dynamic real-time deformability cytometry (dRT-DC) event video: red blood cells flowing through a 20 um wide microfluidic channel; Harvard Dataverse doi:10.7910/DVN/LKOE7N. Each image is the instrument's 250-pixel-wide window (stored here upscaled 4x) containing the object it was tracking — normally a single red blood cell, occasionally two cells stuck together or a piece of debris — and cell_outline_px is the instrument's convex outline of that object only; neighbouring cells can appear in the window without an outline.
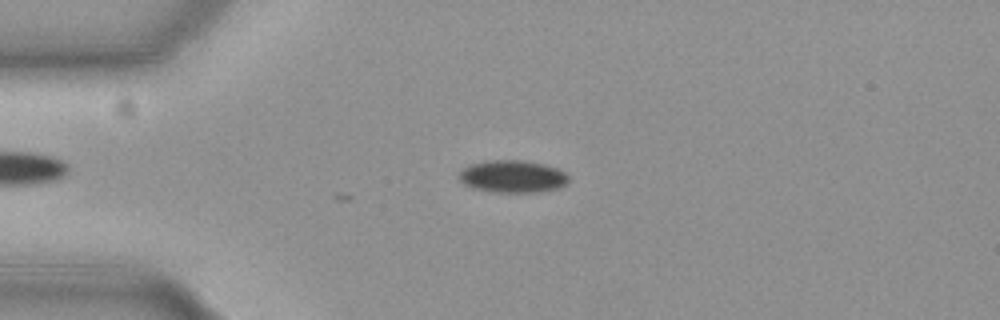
{"species": "common noctule bat (a hibernating species)", "species_latin": "Nyctalus noctula", "temperature_condition": "cold", "stored_images_in_passage": 3, "camera_frame_rate_fps": 3000, "um_per_image_px": 0.085, "animal": {"sex": "female", "body_mass_g": 19.3, "forearm_length_mm": 54.1}, "frame": {"image": 1, "passage_image": 3, "time_ms": 0.667, "image_size_px": [1000, 320], "cell_outline_px": [[568, 184], [556, 188], [540, 192], [492, 192], [472, 188], [464, 184], [460, 180], [460, 172], [464, 168], [472, 164], [496, 160], [520, 160], [544, 164], [556, 168], [564, 172], [568, 176]], "centroid_in_image_um": [43.59, 15.01], "position_along_channel_um": 41.4, "area_um2": 20.46}}